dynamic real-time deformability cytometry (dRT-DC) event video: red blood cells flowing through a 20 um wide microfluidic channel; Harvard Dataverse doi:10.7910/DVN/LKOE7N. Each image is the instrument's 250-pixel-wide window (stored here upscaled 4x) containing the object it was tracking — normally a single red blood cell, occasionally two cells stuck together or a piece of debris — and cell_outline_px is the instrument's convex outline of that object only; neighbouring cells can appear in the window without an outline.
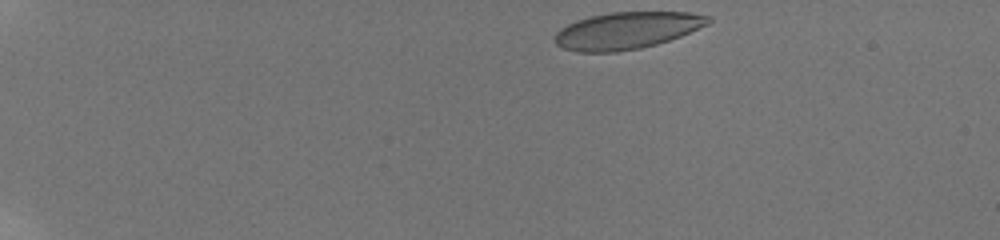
{"species": "human", "species_latin": "Homo sapiens", "temperature_condition": "room temperature", "stored_images_in_passage": 47, "camera_frame_rate_fps": 3000, "um_per_image_px": 0.085, "donor": {"sex": "male"}, "frame": {"image": 1, "passage_image": 1, "time_ms": 0.0, "image_size_px": [1000, 240], "cell_outline_px": [[712, 20], [708, 24], [680, 36], [656, 44], [640, 48], [616, 52], [576, 52], [564, 48], [556, 44], [556, 32], [560, 28], [576, 20], [608, 12], [688, 12], [712, 16]], "centroid_in_image_um": [53.29, 2.59], "position_along_channel_um": 31.7, "area_um2": 32.95}}
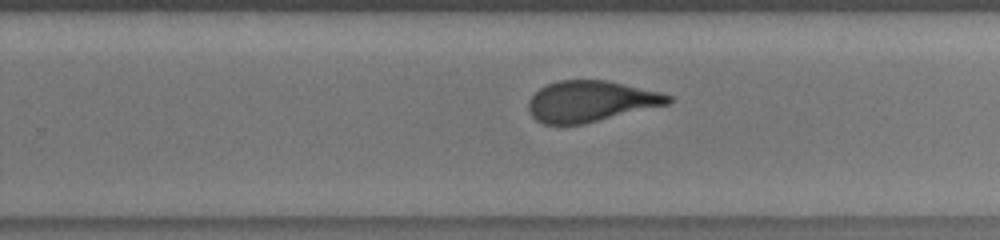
{"frame": {"image": 2, "passage_image": 30, "time_ms": 9.667, "image_size_px": [1000, 240], "cell_outline_px": [[672, 100], [668, 104], [584, 124], [544, 124], [536, 120], [532, 116], [528, 108], [528, 100], [540, 88], [548, 84], [560, 80], [608, 80], [660, 92], [672, 96]], "centroid_in_image_um": [50.2, 8.61], "position_along_channel_um": 279.6, "area_um2": 33.23}}
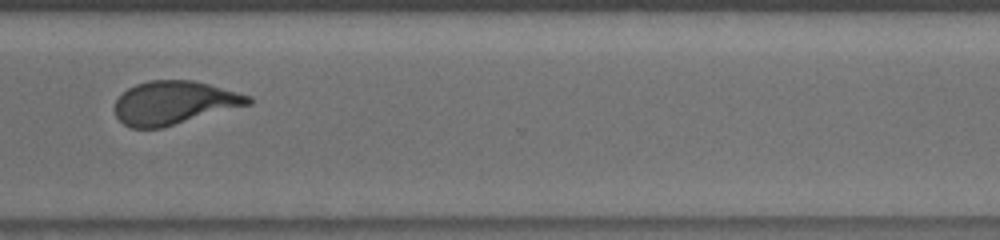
{"frame": {"image": 3, "passage_image": 36, "time_ms": 11.667, "image_size_px": [1000, 240], "cell_outline_px": [[252, 104], [160, 128], [132, 128], [124, 124], [116, 116], [116, 100], [128, 88], [136, 84], [148, 80], [192, 80], [208, 84], [252, 96]], "centroid_in_image_um": [14.82, 8.73], "position_along_channel_um": 355.8, "area_um2": 33.47}, "authors_computed_cell_mechanics": {"area_um2": 34.3332, "velocity_mm_per_s": 3.7941, "shape_relaxation_time_tau1_ms": null, "shape_relaxation_time_tau2_ms": 0.7845, "deformation_change_tau1": null, "deformation_change_tau2": 0.0789}}